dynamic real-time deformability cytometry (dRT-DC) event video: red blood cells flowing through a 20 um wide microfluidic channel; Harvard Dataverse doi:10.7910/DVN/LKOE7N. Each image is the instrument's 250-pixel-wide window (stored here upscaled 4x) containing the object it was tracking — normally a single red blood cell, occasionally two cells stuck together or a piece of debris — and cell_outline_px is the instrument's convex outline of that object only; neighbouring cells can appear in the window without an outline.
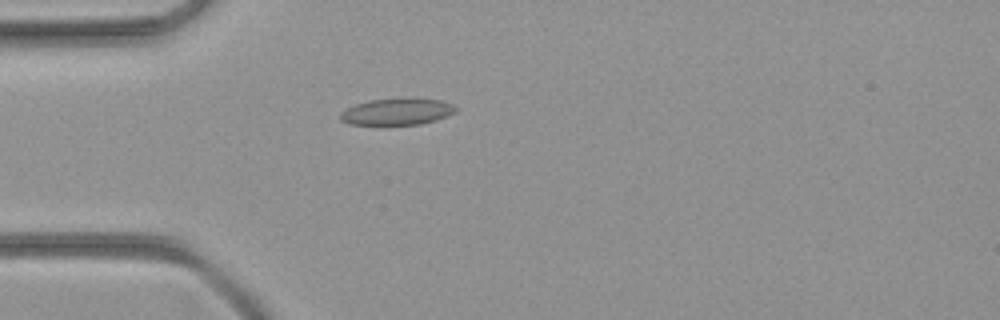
{"species": "common noctule bat (a hibernating species)", "species_latin": "Nyctalus noctula", "temperature_condition": "room temperature", "stored_images_in_passage": 41, "camera_frame_rate_fps": 3000, "um_per_image_px": 0.085, "animal": {"sex": "female", "body_mass_g": 21.9}, "frame": {"image": 1, "passage_image": 9, "time_ms": 2.667, "image_size_px": [1000, 320], "cell_outline_px": [[460, 108], [456, 112], [436, 120], [420, 124], [348, 124], [340, 120], [340, 112], [356, 104], [368, 100], [412, 96], [444, 100], [456, 104]], "centroid_in_image_um": [33.85, 9.44], "position_along_channel_um": 51.2, "area_um2": 18.55}}
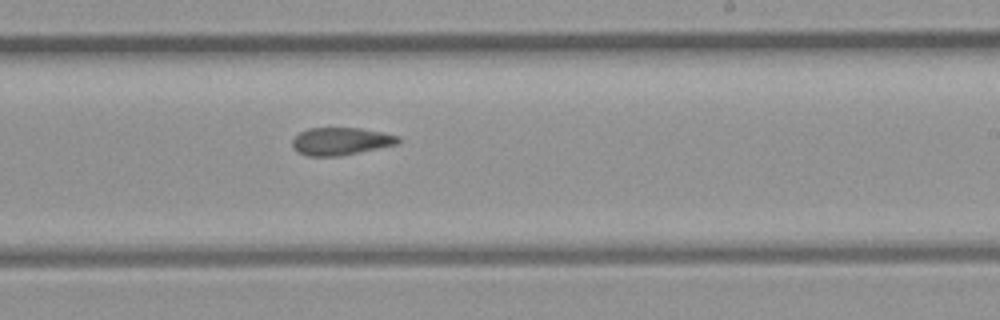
{"frame": {"image": 2, "passage_image": 23, "time_ms": 7.333, "image_size_px": [1000, 320], "cell_outline_px": [[400, 144], [340, 156], [308, 156], [296, 152], [292, 148], [292, 140], [300, 132], [308, 128], [360, 128], [384, 132], [400, 136]], "centroid_in_image_um": [28.99, 12.01], "position_along_channel_um": 260.0, "area_um2": 17.28}}
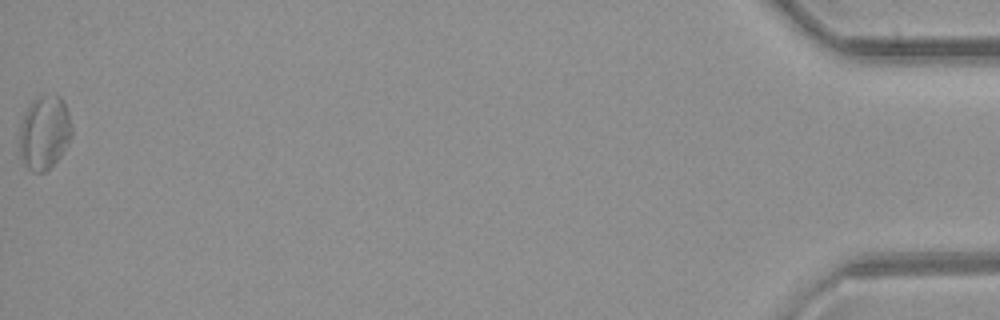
{"frame": {"image": 3, "passage_image": 41, "time_ms": 13.333, "image_size_px": [1000, 320], "cell_outline_px": [[72, 136], [60, 156], [44, 172], [32, 172], [24, 164], [20, 156], [20, 124], [28, 104], [32, 100], [40, 96], [60, 96], [64, 100], [68, 112], [72, 128]], "centroid_in_image_um": [3.77, 11.26], "position_along_channel_um": 431.4, "area_um2": 22.43}}